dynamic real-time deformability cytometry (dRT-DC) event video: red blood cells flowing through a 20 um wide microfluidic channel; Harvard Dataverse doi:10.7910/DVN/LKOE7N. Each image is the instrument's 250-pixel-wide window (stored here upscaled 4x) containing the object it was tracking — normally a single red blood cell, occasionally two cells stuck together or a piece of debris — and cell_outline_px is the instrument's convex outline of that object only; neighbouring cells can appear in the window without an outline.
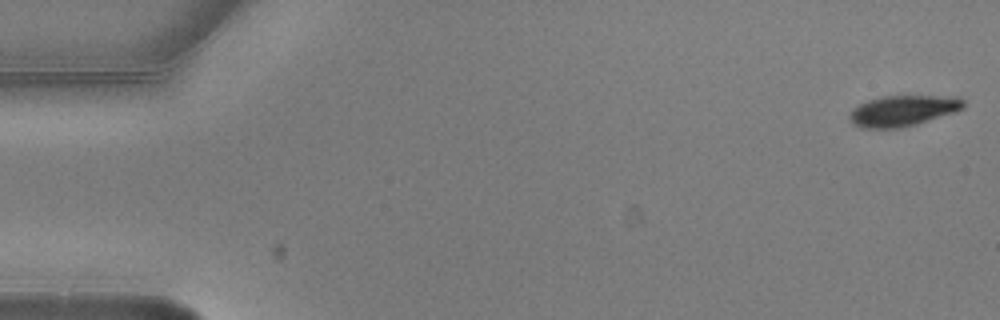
{"species": "common noctule bat (a hibernating species)", "species_latin": "Nyctalus noctula", "temperature_condition": "warm", "stored_images_in_passage": 5, "camera_frame_rate_fps": 3000, "um_per_image_px": 0.085, "animal": {"sex": "male", "body_mass_g": 20.5, "forearm_length_mm": 52.5}, "frame": {"image": 1, "passage_image": 1, "time_ms": 0.0, "image_size_px": [1000, 320], "cell_outline_px": [[964, 108], [956, 112], [916, 124], [900, 128], [860, 128], [852, 124], [848, 116], [852, 108], [868, 100], [880, 96], [960, 96], [964, 100]], "centroid_in_image_um": [76.75, 9.41], "position_along_channel_um": 8.3, "area_um2": 20.69}}
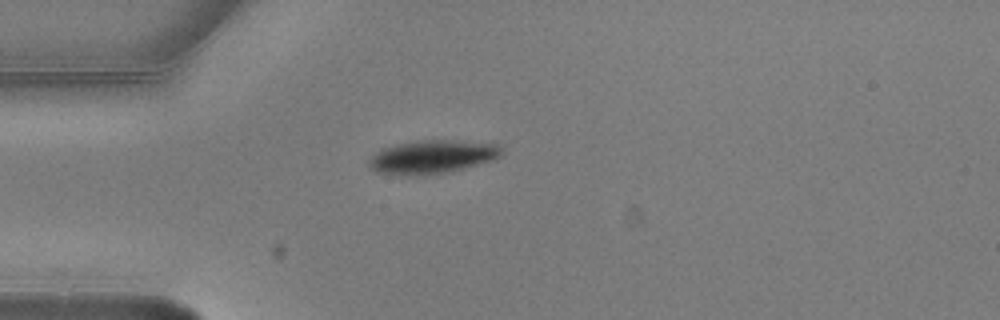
{"frame": {"image": 2, "passage_image": 5, "time_ms": 1.333, "image_size_px": [1000, 320], "cell_outline_px": [[504, 152], [500, 156], [492, 160], [448, 172], [376, 172], [368, 164], [368, 160], [376, 152], [384, 148], [396, 144], [416, 140], [460, 140], [500, 144], [504, 148]], "centroid_in_image_um": [36.85, 13.25], "position_along_channel_um": 48.2, "area_um2": 24.91}}